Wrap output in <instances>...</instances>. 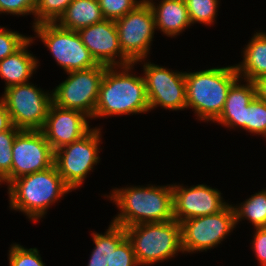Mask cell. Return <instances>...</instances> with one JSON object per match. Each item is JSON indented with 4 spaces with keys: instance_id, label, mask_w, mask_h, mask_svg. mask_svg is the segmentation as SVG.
Masks as SVG:
<instances>
[{
    "instance_id": "obj_27",
    "label": "cell",
    "mask_w": 266,
    "mask_h": 266,
    "mask_svg": "<svg viewBox=\"0 0 266 266\" xmlns=\"http://www.w3.org/2000/svg\"><path fill=\"white\" fill-rule=\"evenodd\" d=\"M20 129L14 125L0 132V184L11 173L12 146Z\"/></svg>"
},
{
    "instance_id": "obj_26",
    "label": "cell",
    "mask_w": 266,
    "mask_h": 266,
    "mask_svg": "<svg viewBox=\"0 0 266 266\" xmlns=\"http://www.w3.org/2000/svg\"><path fill=\"white\" fill-rule=\"evenodd\" d=\"M73 0H38L35 10V25L56 22Z\"/></svg>"
},
{
    "instance_id": "obj_35",
    "label": "cell",
    "mask_w": 266,
    "mask_h": 266,
    "mask_svg": "<svg viewBox=\"0 0 266 266\" xmlns=\"http://www.w3.org/2000/svg\"><path fill=\"white\" fill-rule=\"evenodd\" d=\"M254 84L256 88V96L263 102H266V76L254 81Z\"/></svg>"
},
{
    "instance_id": "obj_24",
    "label": "cell",
    "mask_w": 266,
    "mask_h": 266,
    "mask_svg": "<svg viewBox=\"0 0 266 266\" xmlns=\"http://www.w3.org/2000/svg\"><path fill=\"white\" fill-rule=\"evenodd\" d=\"M191 24L211 25L216 21L219 0H184Z\"/></svg>"
},
{
    "instance_id": "obj_6",
    "label": "cell",
    "mask_w": 266,
    "mask_h": 266,
    "mask_svg": "<svg viewBox=\"0 0 266 266\" xmlns=\"http://www.w3.org/2000/svg\"><path fill=\"white\" fill-rule=\"evenodd\" d=\"M32 28L37 35L35 38L41 39L66 73L99 65L77 31L63 28L56 22L39 23Z\"/></svg>"
},
{
    "instance_id": "obj_15",
    "label": "cell",
    "mask_w": 266,
    "mask_h": 266,
    "mask_svg": "<svg viewBox=\"0 0 266 266\" xmlns=\"http://www.w3.org/2000/svg\"><path fill=\"white\" fill-rule=\"evenodd\" d=\"M78 33L98 64L107 67L132 64L121 50L114 20L104 19L80 29Z\"/></svg>"
},
{
    "instance_id": "obj_29",
    "label": "cell",
    "mask_w": 266,
    "mask_h": 266,
    "mask_svg": "<svg viewBox=\"0 0 266 266\" xmlns=\"http://www.w3.org/2000/svg\"><path fill=\"white\" fill-rule=\"evenodd\" d=\"M142 0H98L105 19L117 20L132 11Z\"/></svg>"
},
{
    "instance_id": "obj_10",
    "label": "cell",
    "mask_w": 266,
    "mask_h": 266,
    "mask_svg": "<svg viewBox=\"0 0 266 266\" xmlns=\"http://www.w3.org/2000/svg\"><path fill=\"white\" fill-rule=\"evenodd\" d=\"M180 225L182 253L207 251L224 241L236 227L233 205L228 204L216 214L182 221Z\"/></svg>"
},
{
    "instance_id": "obj_33",
    "label": "cell",
    "mask_w": 266,
    "mask_h": 266,
    "mask_svg": "<svg viewBox=\"0 0 266 266\" xmlns=\"http://www.w3.org/2000/svg\"><path fill=\"white\" fill-rule=\"evenodd\" d=\"M252 250L261 266H266V227L255 228Z\"/></svg>"
},
{
    "instance_id": "obj_30",
    "label": "cell",
    "mask_w": 266,
    "mask_h": 266,
    "mask_svg": "<svg viewBox=\"0 0 266 266\" xmlns=\"http://www.w3.org/2000/svg\"><path fill=\"white\" fill-rule=\"evenodd\" d=\"M31 37L0 26V61L19 50Z\"/></svg>"
},
{
    "instance_id": "obj_32",
    "label": "cell",
    "mask_w": 266,
    "mask_h": 266,
    "mask_svg": "<svg viewBox=\"0 0 266 266\" xmlns=\"http://www.w3.org/2000/svg\"><path fill=\"white\" fill-rule=\"evenodd\" d=\"M110 266H138L132 243L127 237L112 250Z\"/></svg>"
},
{
    "instance_id": "obj_14",
    "label": "cell",
    "mask_w": 266,
    "mask_h": 266,
    "mask_svg": "<svg viewBox=\"0 0 266 266\" xmlns=\"http://www.w3.org/2000/svg\"><path fill=\"white\" fill-rule=\"evenodd\" d=\"M172 189L174 219L179 223L195 217L216 214L229 204L224 202L218 189L204 184L191 187L172 184Z\"/></svg>"
},
{
    "instance_id": "obj_5",
    "label": "cell",
    "mask_w": 266,
    "mask_h": 266,
    "mask_svg": "<svg viewBox=\"0 0 266 266\" xmlns=\"http://www.w3.org/2000/svg\"><path fill=\"white\" fill-rule=\"evenodd\" d=\"M125 230L139 266L163 262L182 252L181 225L175 219L140 223Z\"/></svg>"
},
{
    "instance_id": "obj_23",
    "label": "cell",
    "mask_w": 266,
    "mask_h": 266,
    "mask_svg": "<svg viewBox=\"0 0 266 266\" xmlns=\"http://www.w3.org/2000/svg\"><path fill=\"white\" fill-rule=\"evenodd\" d=\"M236 225L241 219H248L254 228L266 227V189L251 195L246 201L233 205Z\"/></svg>"
},
{
    "instance_id": "obj_16",
    "label": "cell",
    "mask_w": 266,
    "mask_h": 266,
    "mask_svg": "<svg viewBox=\"0 0 266 266\" xmlns=\"http://www.w3.org/2000/svg\"><path fill=\"white\" fill-rule=\"evenodd\" d=\"M88 119V121H87ZM84 113L51 104L42 132L54 151L81 139L92 128Z\"/></svg>"
},
{
    "instance_id": "obj_3",
    "label": "cell",
    "mask_w": 266,
    "mask_h": 266,
    "mask_svg": "<svg viewBox=\"0 0 266 266\" xmlns=\"http://www.w3.org/2000/svg\"><path fill=\"white\" fill-rule=\"evenodd\" d=\"M72 192L55 164L43 171L27 174L8 185L10 209L23 212L32 222L43 218L50 205Z\"/></svg>"
},
{
    "instance_id": "obj_12",
    "label": "cell",
    "mask_w": 266,
    "mask_h": 266,
    "mask_svg": "<svg viewBox=\"0 0 266 266\" xmlns=\"http://www.w3.org/2000/svg\"><path fill=\"white\" fill-rule=\"evenodd\" d=\"M145 59L143 65V78L145 80L147 99L151 110L156 107L177 111L186 108V81L185 72H177Z\"/></svg>"
},
{
    "instance_id": "obj_8",
    "label": "cell",
    "mask_w": 266,
    "mask_h": 266,
    "mask_svg": "<svg viewBox=\"0 0 266 266\" xmlns=\"http://www.w3.org/2000/svg\"><path fill=\"white\" fill-rule=\"evenodd\" d=\"M27 82L4 89L1 96L12 124L20 130H42L52 101V92Z\"/></svg>"
},
{
    "instance_id": "obj_17",
    "label": "cell",
    "mask_w": 266,
    "mask_h": 266,
    "mask_svg": "<svg viewBox=\"0 0 266 266\" xmlns=\"http://www.w3.org/2000/svg\"><path fill=\"white\" fill-rule=\"evenodd\" d=\"M240 80L238 78L229 88L224 108L215 121L227 128L240 127L245 130L246 106L256 96V88L254 82L244 80L245 84H241Z\"/></svg>"
},
{
    "instance_id": "obj_19",
    "label": "cell",
    "mask_w": 266,
    "mask_h": 266,
    "mask_svg": "<svg viewBox=\"0 0 266 266\" xmlns=\"http://www.w3.org/2000/svg\"><path fill=\"white\" fill-rule=\"evenodd\" d=\"M34 37H31L14 54L7 56L0 61V77L5 81V88L27 83L39 66V60L30 53L27 48L33 44Z\"/></svg>"
},
{
    "instance_id": "obj_34",
    "label": "cell",
    "mask_w": 266,
    "mask_h": 266,
    "mask_svg": "<svg viewBox=\"0 0 266 266\" xmlns=\"http://www.w3.org/2000/svg\"><path fill=\"white\" fill-rule=\"evenodd\" d=\"M13 126L6 104L0 97V132L9 130Z\"/></svg>"
},
{
    "instance_id": "obj_1",
    "label": "cell",
    "mask_w": 266,
    "mask_h": 266,
    "mask_svg": "<svg viewBox=\"0 0 266 266\" xmlns=\"http://www.w3.org/2000/svg\"><path fill=\"white\" fill-rule=\"evenodd\" d=\"M107 198L119 213L111 220L124 228L140 223L166 222L174 219L172 184L165 186H129L112 190Z\"/></svg>"
},
{
    "instance_id": "obj_21",
    "label": "cell",
    "mask_w": 266,
    "mask_h": 266,
    "mask_svg": "<svg viewBox=\"0 0 266 266\" xmlns=\"http://www.w3.org/2000/svg\"><path fill=\"white\" fill-rule=\"evenodd\" d=\"M104 19L98 0H73L56 23L78 32Z\"/></svg>"
},
{
    "instance_id": "obj_18",
    "label": "cell",
    "mask_w": 266,
    "mask_h": 266,
    "mask_svg": "<svg viewBox=\"0 0 266 266\" xmlns=\"http://www.w3.org/2000/svg\"><path fill=\"white\" fill-rule=\"evenodd\" d=\"M146 1L152 9L156 29L166 36H178L191 26L184 0H161L158 4L153 0Z\"/></svg>"
},
{
    "instance_id": "obj_2",
    "label": "cell",
    "mask_w": 266,
    "mask_h": 266,
    "mask_svg": "<svg viewBox=\"0 0 266 266\" xmlns=\"http://www.w3.org/2000/svg\"><path fill=\"white\" fill-rule=\"evenodd\" d=\"M134 65L107 67L100 84L93 119L150 111L143 76L130 73Z\"/></svg>"
},
{
    "instance_id": "obj_28",
    "label": "cell",
    "mask_w": 266,
    "mask_h": 266,
    "mask_svg": "<svg viewBox=\"0 0 266 266\" xmlns=\"http://www.w3.org/2000/svg\"><path fill=\"white\" fill-rule=\"evenodd\" d=\"M9 266H45L37 248H25L13 243L10 247Z\"/></svg>"
},
{
    "instance_id": "obj_4",
    "label": "cell",
    "mask_w": 266,
    "mask_h": 266,
    "mask_svg": "<svg viewBox=\"0 0 266 266\" xmlns=\"http://www.w3.org/2000/svg\"><path fill=\"white\" fill-rule=\"evenodd\" d=\"M239 78L235 65L185 72L186 108L208 122L220 116L231 85Z\"/></svg>"
},
{
    "instance_id": "obj_22",
    "label": "cell",
    "mask_w": 266,
    "mask_h": 266,
    "mask_svg": "<svg viewBox=\"0 0 266 266\" xmlns=\"http://www.w3.org/2000/svg\"><path fill=\"white\" fill-rule=\"evenodd\" d=\"M91 235L95 246L87 266H110L112 250L127 237L125 228L110 223L104 234L93 232Z\"/></svg>"
},
{
    "instance_id": "obj_9",
    "label": "cell",
    "mask_w": 266,
    "mask_h": 266,
    "mask_svg": "<svg viewBox=\"0 0 266 266\" xmlns=\"http://www.w3.org/2000/svg\"><path fill=\"white\" fill-rule=\"evenodd\" d=\"M106 69L107 66L99 64L90 69L68 72L66 80L52 91L53 104L80 111L92 120Z\"/></svg>"
},
{
    "instance_id": "obj_13",
    "label": "cell",
    "mask_w": 266,
    "mask_h": 266,
    "mask_svg": "<svg viewBox=\"0 0 266 266\" xmlns=\"http://www.w3.org/2000/svg\"><path fill=\"white\" fill-rule=\"evenodd\" d=\"M55 151L41 130H20L12 146L11 173L1 182L13 180L54 165Z\"/></svg>"
},
{
    "instance_id": "obj_20",
    "label": "cell",
    "mask_w": 266,
    "mask_h": 266,
    "mask_svg": "<svg viewBox=\"0 0 266 266\" xmlns=\"http://www.w3.org/2000/svg\"><path fill=\"white\" fill-rule=\"evenodd\" d=\"M243 49L244 59L235 65L239 78L254 82L266 76V33L256 32Z\"/></svg>"
},
{
    "instance_id": "obj_25",
    "label": "cell",
    "mask_w": 266,
    "mask_h": 266,
    "mask_svg": "<svg viewBox=\"0 0 266 266\" xmlns=\"http://www.w3.org/2000/svg\"><path fill=\"white\" fill-rule=\"evenodd\" d=\"M245 131L266 138V102L257 96L246 106Z\"/></svg>"
},
{
    "instance_id": "obj_7",
    "label": "cell",
    "mask_w": 266,
    "mask_h": 266,
    "mask_svg": "<svg viewBox=\"0 0 266 266\" xmlns=\"http://www.w3.org/2000/svg\"><path fill=\"white\" fill-rule=\"evenodd\" d=\"M101 137V128H92L81 139L55 151L54 164L71 190L80 188L93 166L100 162Z\"/></svg>"
},
{
    "instance_id": "obj_11",
    "label": "cell",
    "mask_w": 266,
    "mask_h": 266,
    "mask_svg": "<svg viewBox=\"0 0 266 266\" xmlns=\"http://www.w3.org/2000/svg\"><path fill=\"white\" fill-rule=\"evenodd\" d=\"M119 45L123 54L132 62L148 57L156 31L152 9L142 1L124 17L115 20Z\"/></svg>"
},
{
    "instance_id": "obj_31",
    "label": "cell",
    "mask_w": 266,
    "mask_h": 266,
    "mask_svg": "<svg viewBox=\"0 0 266 266\" xmlns=\"http://www.w3.org/2000/svg\"><path fill=\"white\" fill-rule=\"evenodd\" d=\"M37 3L38 0H0V14L7 13V15L17 16L32 14L34 16V26Z\"/></svg>"
}]
</instances>
